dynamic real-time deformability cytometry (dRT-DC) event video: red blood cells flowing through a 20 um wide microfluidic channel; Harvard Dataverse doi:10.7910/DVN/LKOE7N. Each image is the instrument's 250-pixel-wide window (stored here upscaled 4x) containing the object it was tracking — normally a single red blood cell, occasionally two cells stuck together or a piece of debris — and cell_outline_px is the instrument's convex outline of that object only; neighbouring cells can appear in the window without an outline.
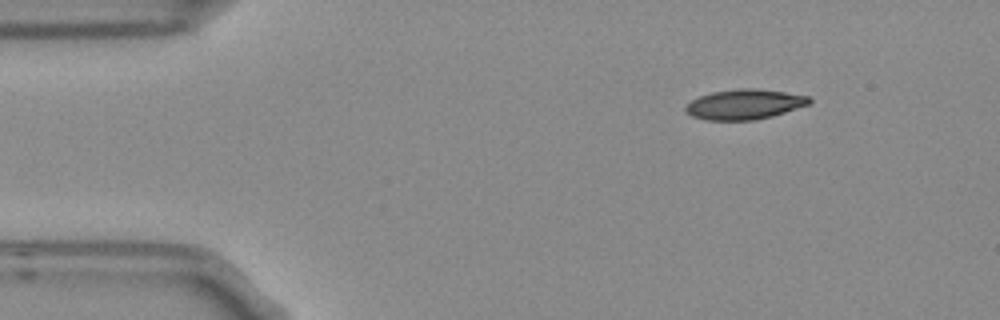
{"species": "Egyptian fruit bat (a non-hibernating species)", "species_latin": "Rousettus aegyptiacus", "temperature_condition": "room temperature", "stored_images_in_passage": 3, "camera_frame_rate_fps": 3000, "um_per_image_px": 0.085, "frame": {"image": 1, "passage_image": 1, "time_ms": 0.0, "image_size_px": [1000, 320], "cell_outline_px": [[812, 100], [808, 104], [772, 116], [756, 120], [704, 120], [692, 116], [684, 112], [684, 104], [700, 96], [712, 92], [740, 88], [756, 88], [784, 92], [808, 96]], "centroid_in_image_um": [63.21, 8.87], "position_along_channel_um": 21.8, "area_um2": 21.68}}